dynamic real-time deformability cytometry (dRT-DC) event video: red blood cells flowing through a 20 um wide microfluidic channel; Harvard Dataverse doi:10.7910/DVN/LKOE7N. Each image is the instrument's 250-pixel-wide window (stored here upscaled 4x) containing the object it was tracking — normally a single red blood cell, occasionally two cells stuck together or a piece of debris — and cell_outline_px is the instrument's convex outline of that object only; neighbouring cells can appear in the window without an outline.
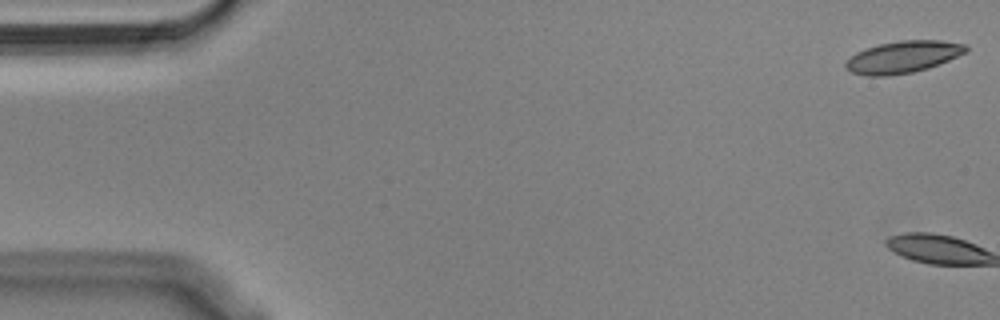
{"species": "Egyptian fruit bat (a non-hibernating species)", "species_latin": "Rousettus aegyptiacus", "temperature_condition": "cold", "stored_images_in_passage": 8, "camera_frame_rate_fps": 3000, "um_per_image_px": 0.085, "animal": {"sex": "male"}, "frame": {"image": 1, "passage_image": 1, "time_ms": 0.0, "image_size_px": [1000, 320], "cell_outline_px": [[968, 52], [928, 68], [912, 72], [888, 76], [868, 76], [852, 72], [844, 68], [844, 64], [856, 52], [880, 44], [900, 40], [940, 40], [968, 44]], "centroid_in_image_um": [76.78, 4.84], "position_along_channel_um": 8.2, "area_um2": 22.37}}